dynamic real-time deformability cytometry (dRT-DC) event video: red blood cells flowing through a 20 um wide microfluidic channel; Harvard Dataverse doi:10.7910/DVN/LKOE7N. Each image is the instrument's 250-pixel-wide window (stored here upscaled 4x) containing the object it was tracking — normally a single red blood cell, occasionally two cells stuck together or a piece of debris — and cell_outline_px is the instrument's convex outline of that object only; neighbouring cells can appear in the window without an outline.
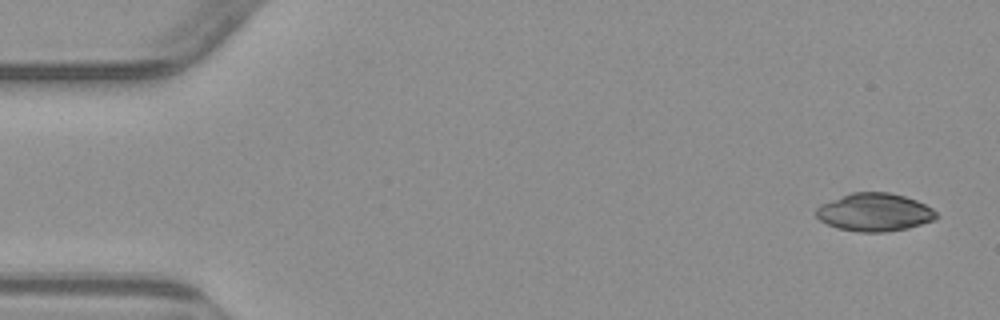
{"species": "common noctule bat (a hibernating species)", "species_latin": "Nyctalus noctula", "temperature_condition": "warm", "stored_images_in_passage": 8, "camera_frame_rate_fps": 3000, "um_per_image_px": 0.085, "animal": {"sex": "male", "body_mass_g": 23.1, "forearm_length_mm": 52.7}, "frame": {"image": 1, "passage_image": 1, "time_ms": 0.0, "image_size_px": [1000, 320], "cell_outline_px": [[940, 216], [936, 220], [908, 228], [884, 232], [860, 232], [836, 228], [820, 220], [816, 216], [816, 208], [820, 204], [852, 192], [888, 192], [904, 196], [916, 200], [932, 208]], "centroid_in_image_um": [74.35, 18.04], "position_along_channel_um": 10.6, "area_um2": 26.7}}
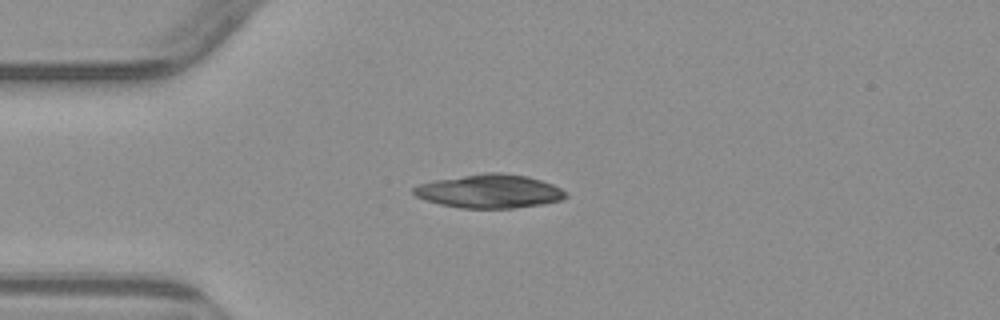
{"frame": {"image": 2, "passage_image": 4, "time_ms": 3.667, "image_size_px": [1000, 320], "cell_outline_px": [[568, 196], [560, 200], [544, 204], [512, 208], [460, 208], [440, 204], [416, 196], [412, 192], [412, 188], [420, 184], [436, 180], [484, 172], [500, 172], [528, 176], [552, 184], [568, 192]], "centroid_in_image_um": [41.64, 16.25], "position_along_channel_um": 43.4, "area_um2": 29.77}}